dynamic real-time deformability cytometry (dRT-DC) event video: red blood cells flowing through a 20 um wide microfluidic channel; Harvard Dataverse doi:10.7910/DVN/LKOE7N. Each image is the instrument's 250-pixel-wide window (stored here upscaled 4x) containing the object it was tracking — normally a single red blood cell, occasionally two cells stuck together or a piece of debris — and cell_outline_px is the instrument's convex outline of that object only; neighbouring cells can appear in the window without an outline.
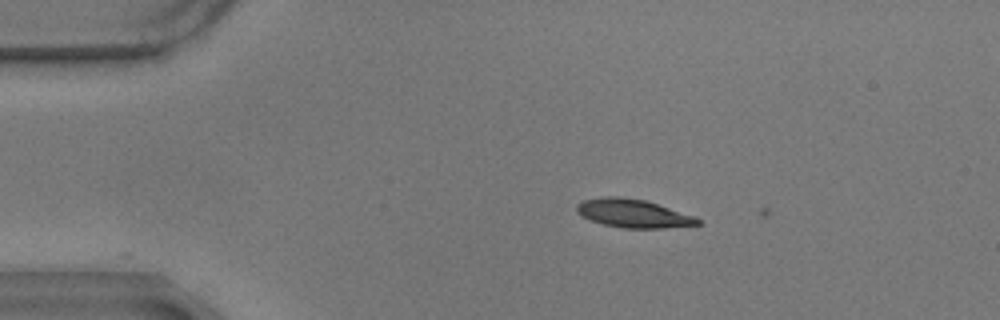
{"species": "common noctule bat (a hibernating species)", "species_latin": "Nyctalus noctula", "temperature_condition": "warm", "stored_images_in_passage": 2, "camera_frame_rate_fps": 3000, "um_per_image_px": 0.085, "animal": {"sex": "male", "body_mass_g": 17.9}, "frame": {"image": 1, "passage_image": 1, "time_ms": 0.0, "image_size_px": [1000, 320], "cell_outline_px": [[700, 224], [664, 228], [624, 228], [604, 224], [580, 216], [576, 212], [576, 204], [584, 200], [604, 196], [620, 196], [644, 200], [692, 216], [700, 220]], "centroid_in_image_um": [53.74, 18.13], "position_along_channel_um": 31.3, "area_um2": 19.65}}